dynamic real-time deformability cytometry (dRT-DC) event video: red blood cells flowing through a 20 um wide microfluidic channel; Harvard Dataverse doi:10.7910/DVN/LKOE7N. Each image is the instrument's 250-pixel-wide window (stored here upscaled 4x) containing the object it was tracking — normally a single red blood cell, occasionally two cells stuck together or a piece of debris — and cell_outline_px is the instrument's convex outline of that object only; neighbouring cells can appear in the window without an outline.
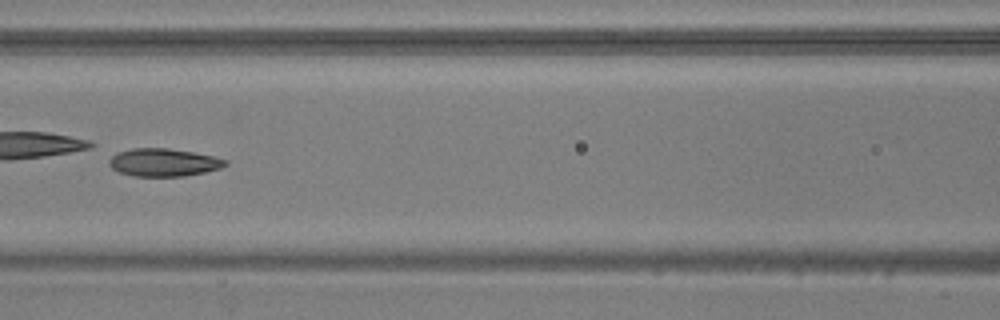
{"species": "common noctule bat (a hibernating species)", "species_latin": "Nyctalus noctula", "temperature_condition": "warm", "stored_images_in_passage": 37, "camera_frame_rate_fps": 3000, "um_per_image_px": 0.085, "animal": {"sex": "male", "body_mass_g": 20.5, "forearm_length_mm": 52.5}, "frame": {"image": 1, "passage_image": 25, "time_ms": 8.0, "image_size_px": [1000, 320], "cell_outline_px": [[228, 164], [220, 168], [204, 172], [184, 176], [132, 176], [120, 172], [112, 168], [108, 164], [108, 156], [116, 152], [132, 148], [168, 148], [192, 152], [212, 156], [228, 160]], "centroid_in_image_um": [13.85, 13.8], "position_along_channel_um": 152.7, "area_um2": 18.96}}